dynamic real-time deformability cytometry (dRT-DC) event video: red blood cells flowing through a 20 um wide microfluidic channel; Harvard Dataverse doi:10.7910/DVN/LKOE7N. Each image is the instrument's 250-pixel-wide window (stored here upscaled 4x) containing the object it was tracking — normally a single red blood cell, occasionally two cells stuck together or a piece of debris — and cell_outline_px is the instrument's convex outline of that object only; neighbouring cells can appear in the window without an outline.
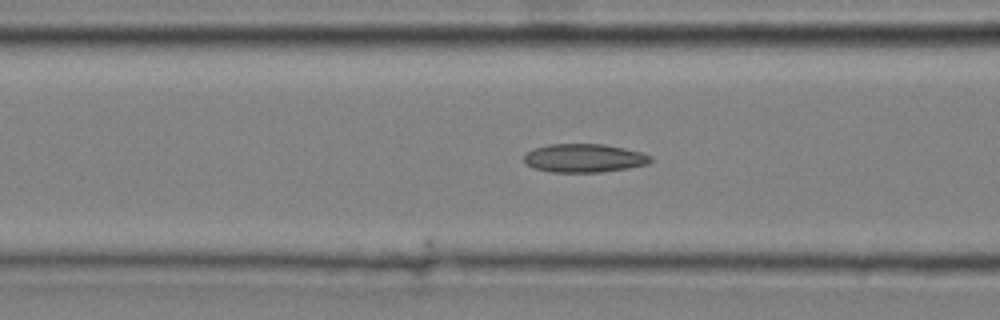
{"species": "common noctule bat (a hibernating species)", "species_latin": "Nyctalus noctula", "temperature_condition": "cold", "stored_images_in_passage": 19, "camera_frame_rate_fps": 3000, "um_per_image_px": 0.085, "animal": {"sex": "male", "body_mass_g": 20.4}, "frame": {"image": 1, "passage_image": 19, "time_ms": 6.0, "image_size_px": [1000, 320], "cell_outline_px": [[652, 160], [648, 164], [628, 168], [600, 172], [552, 172], [536, 168], [528, 164], [524, 160], [524, 156], [532, 148], [548, 144], [604, 144], [624, 148], [640, 152], [652, 156]], "centroid_in_image_um": [49.67, 13.43], "position_along_channel_um": 116.9, "area_um2": 20.92}}